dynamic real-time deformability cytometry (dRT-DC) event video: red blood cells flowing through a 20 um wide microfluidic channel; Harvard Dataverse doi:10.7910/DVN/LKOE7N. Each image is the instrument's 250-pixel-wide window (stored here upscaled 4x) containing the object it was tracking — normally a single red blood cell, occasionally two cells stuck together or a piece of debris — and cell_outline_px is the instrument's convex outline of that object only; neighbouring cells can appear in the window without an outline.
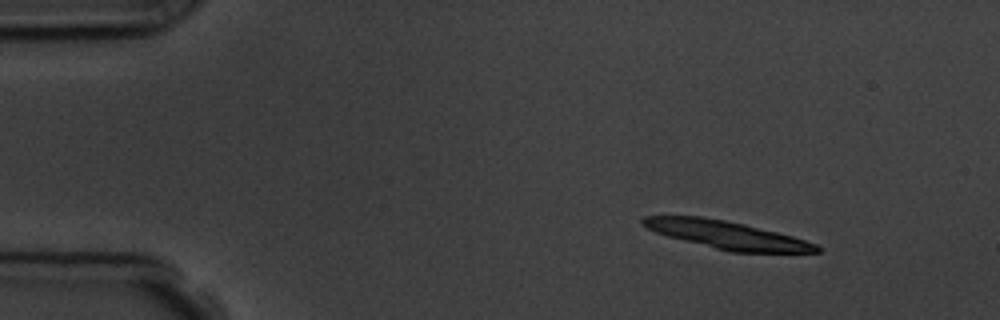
{"species": "common noctule bat (a hibernating species)", "species_latin": "Nyctalus noctula", "temperature_condition": "room temperature", "stored_images_in_passage": 4, "camera_frame_rate_fps": 3000, "um_per_image_px": 0.085, "animal": {"sex": "male", "body_mass_g": 19.5, "forearm_length_mm": 54.6}, "frame": {"image": 1, "passage_image": 1, "time_ms": 0.0, "image_size_px": [1000, 320], "cell_outline_px": [[820, 252], [732, 252], [668, 236], [656, 232], [640, 224], [640, 220], [644, 216], [704, 216], [744, 224], [792, 236], [816, 244], [820, 248]], "centroid_in_image_um": [61.75, 19.95], "position_along_channel_um": 23.3, "area_um2": 27.69}}